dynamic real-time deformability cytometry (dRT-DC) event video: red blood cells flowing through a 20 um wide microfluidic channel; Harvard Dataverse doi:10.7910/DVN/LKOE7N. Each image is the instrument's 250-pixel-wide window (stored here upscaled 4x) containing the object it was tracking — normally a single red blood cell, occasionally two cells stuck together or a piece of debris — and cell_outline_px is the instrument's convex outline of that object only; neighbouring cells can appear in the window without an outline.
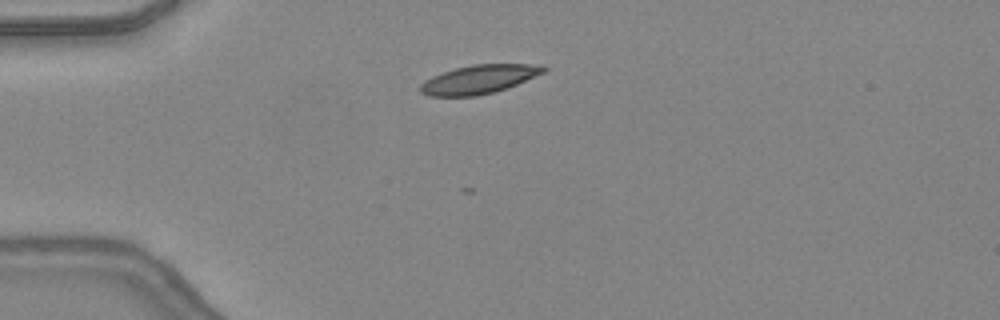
{"species": "common noctule bat (a hibernating species)", "species_latin": "Nyctalus noctula", "temperature_condition": "warm", "stored_images_in_passage": 9, "camera_frame_rate_fps": 3000, "um_per_image_px": 0.085, "animal": {"sex": "female", "body_mass_g": 24.6, "forearm_length_mm": 56.2}, "frame": {"image": 1, "passage_image": 4, "time_ms": 1.0, "image_size_px": [1000, 320], "cell_outline_px": [[548, 68], [544, 72], [508, 88], [496, 92], [476, 96], [428, 96], [420, 92], [420, 84], [424, 80], [432, 76], [456, 68], [472, 64], [544, 64]], "centroid_in_image_um": [40.73, 6.74], "position_along_channel_um": 44.3, "area_um2": 20.75}}